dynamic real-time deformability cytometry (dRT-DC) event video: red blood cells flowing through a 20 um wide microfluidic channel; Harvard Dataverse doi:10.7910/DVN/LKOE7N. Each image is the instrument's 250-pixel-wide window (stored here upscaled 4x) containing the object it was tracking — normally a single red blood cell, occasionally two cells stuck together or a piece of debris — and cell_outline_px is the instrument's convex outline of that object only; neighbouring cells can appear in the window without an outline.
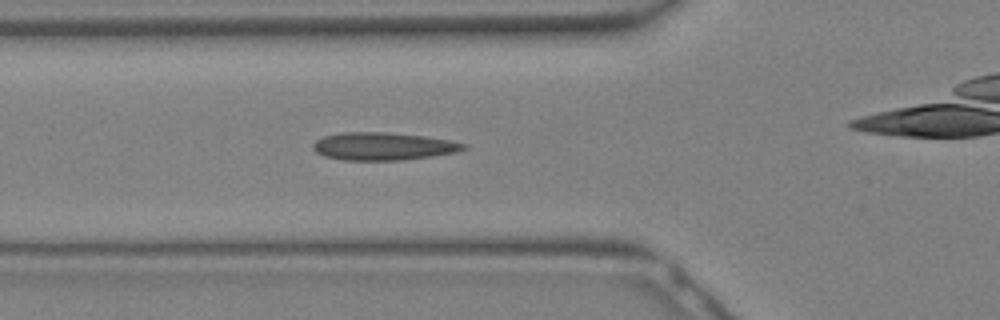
{"species": "Egyptian fruit bat (a non-hibernating species)", "species_latin": "Rousettus aegyptiacus", "temperature_condition": "warm", "stored_images_in_passage": 10, "segment_of_instrument_passage": [1, 2], "camera_frame_rate_fps": 3000, "um_per_image_px": 0.085, "animal": {"sex": "female"}, "frame": {"image": 1, "passage_image": 5, "time_ms": 1.333, "image_size_px": [1000, 320], "cell_outline_px": [[468, 148], [456, 152], [432, 156], [400, 160], [344, 160], [324, 156], [316, 152], [312, 148], [312, 144], [316, 140], [324, 136], [340, 132], [388, 132], [424, 136], [452, 140], [468, 144]], "centroid_in_image_um": [32.58, 12.43], "position_along_channel_um": 93.2, "area_um2": 24.51}}
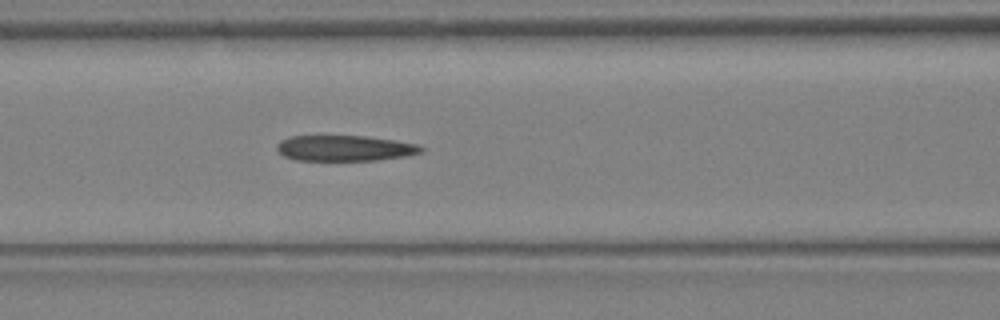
{"frame": {"image": 2, "passage_image": 7, "time_ms": 2.0, "image_size_px": [1000, 320], "cell_outline_px": [[424, 152], [408, 156], [376, 160], [296, 160], [284, 156], [276, 148], [276, 144], [280, 140], [292, 136], [364, 136], [420, 144], [424, 148]], "centroid_in_image_um": [29.34, 12.6], "position_along_channel_um": 137.3, "area_um2": 21.62}}
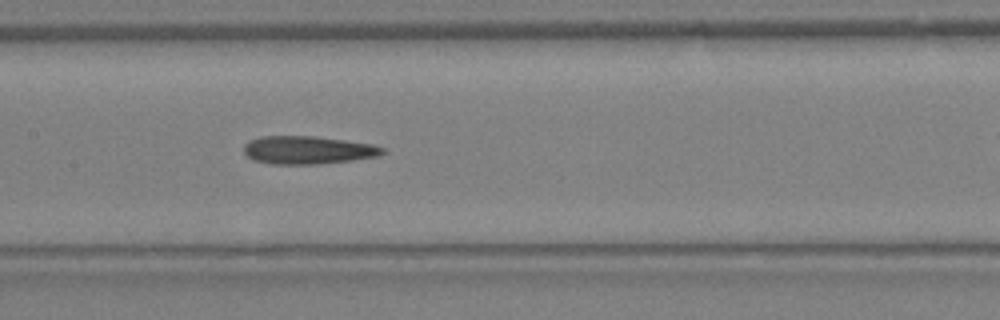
{"frame": {"image": 3, "passage_image": 9, "time_ms": 2.667, "image_size_px": [1000, 320], "cell_outline_px": [[384, 152], [380, 156], [352, 160], [316, 164], [276, 164], [256, 160], [248, 156], [244, 152], [244, 144], [248, 140], [260, 136], [312, 136], [344, 140], [372, 144], [384, 148]], "centroid_in_image_um": [26.16, 12.74], "position_along_channel_um": 181.2, "area_um2": 22.48}}